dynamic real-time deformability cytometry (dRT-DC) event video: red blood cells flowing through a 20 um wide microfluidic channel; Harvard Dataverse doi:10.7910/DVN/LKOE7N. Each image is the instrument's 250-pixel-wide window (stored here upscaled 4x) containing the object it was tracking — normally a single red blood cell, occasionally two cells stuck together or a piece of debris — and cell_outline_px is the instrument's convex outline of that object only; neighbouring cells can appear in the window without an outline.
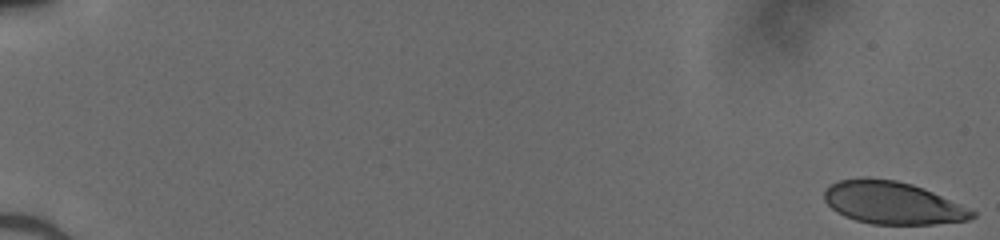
{"species": "human", "species_latin": "Homo sapiens", "temperature_condition": "cold", "stored_images_in_passage": 52, "camera_frame_rate_fps": 3000, "um_per_image_px": 0.085, "donor": {"sex": "male"}, "frame": {"image": 1, "passage_image": 1, "time_ms": 0.0, "image_size_px": [1000, 240], "cell_outline_px": [[976, 216], [968, 220], [936, 224], [872, 224], [856, 220], [844, 216], [836, 212], [824, 200], [824, 192], [832, 184], [840, 180], [868, 176], [896, 180], [912, 184], [924, 188], [976, 212]], "centroid_in_image_um": [75.84, 17.23], "position_along_channel_um": 9.2, "area_um2": 36.59}}
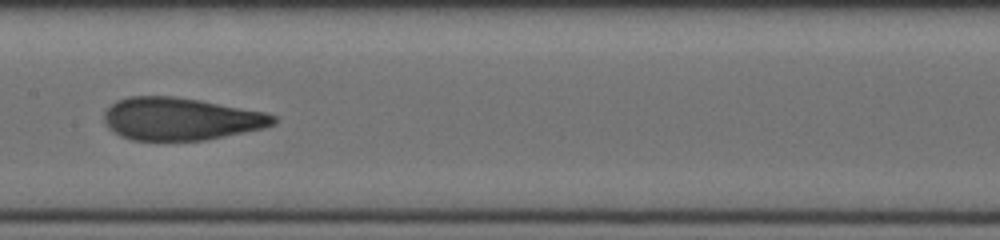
{"frame": {"image": 2, "passage_image": 29, "time_ms": 9.333, "image_size_px": [1000, 240], "cell_outline_px": [[280, 120], [276, 124], [264, 128], [204, 140], [132, 140], [120, 136], [112, 132], [104, 124], [104, 112], [116, 100], [128, 96], [172, 96], [200, 100], [264, 112], [276, 116]], "centroid_in_image_um": [15.34, 10.1], "position_along_channel_um": 192.1, "area_um2": 42.14}}
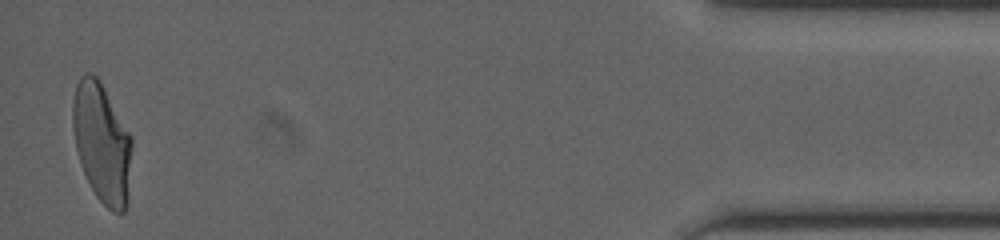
{"frame": {"image": 3, "passage_image": 51, "time_ms": 16.667, "image_size_px": [1000, 240], "cell_outline_px": [[132, 148], [124, 212], [112, 212], [96, 196], [80, 164], [76, 148], [72, 128], [72, 104], [76, 84], [80, 76], [84, 72], [92, 72], [100, 80], [132, 136]], "centroid_in_image_um": [8.63, 12.05], "position_along_channel_um": 426.6, "area_um2": 40.98}}